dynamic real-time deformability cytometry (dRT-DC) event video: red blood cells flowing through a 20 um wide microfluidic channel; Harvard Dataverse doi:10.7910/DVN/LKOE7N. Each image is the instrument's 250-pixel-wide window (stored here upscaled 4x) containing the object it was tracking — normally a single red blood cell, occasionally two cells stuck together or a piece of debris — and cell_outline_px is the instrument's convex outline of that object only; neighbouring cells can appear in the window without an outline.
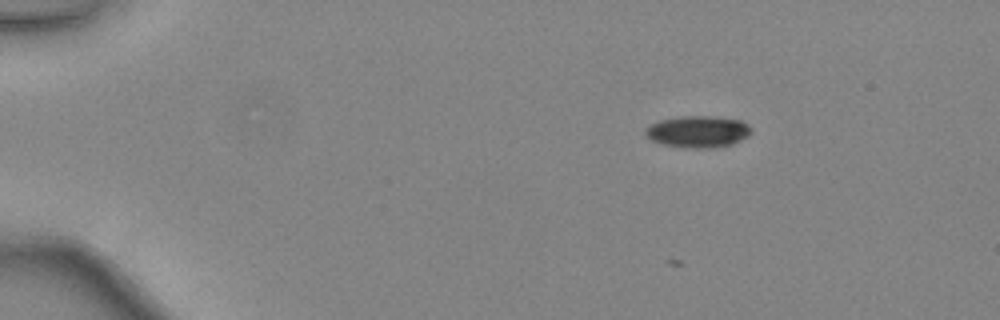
{"species": "common noctule bat (a hibernating species)", "species_latin": "Nyctalus noctula", "temperature_condition": "warm", "stored_images_in_passage": 29, "camera_frame_rate_fps": 3000, "um_per_image_px": 0.085, "animal": {"sex": "female", "body_mass_g": 24.6, "forearm_length_mm": 56.2}, "frame": {"image": 1, "passage_image": 3, "time_ms": 0.667, "image_size_px": [1000, 320], "cell_outline_px": [[752, 132], [748, 136], [732, 144], [712, 148], [684, 148], [660, 144], [652, 140], [644, 132], [644, 128], [660, 120], [680, 116], [716, 116], [740, 120], [748, 124], [752, 128]], "centroid_in_image_um": [59.33, 11.19], "position_along_channel_um": 25.7, "area_um2": 19.77}}
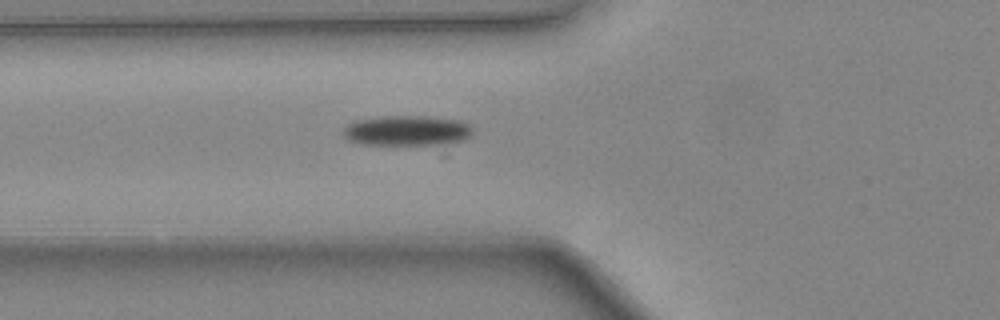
{"frame": {"image": 2, "passage_image": 14, "time_ms": 4.333, "image_size_px": [1000, 320], "cell_outline_px": [[472, 136], [444, 156], [360, 144], [348, 140], [344, 136], [344, 128], [352, 120], [384, 116], [428, 116], [460, 120], [468, 124], [472, 128]], "centroid_in_image_um": [34.84, 11.34], "position_along_channel_um": 91.0, "area_um2": 27.57}}
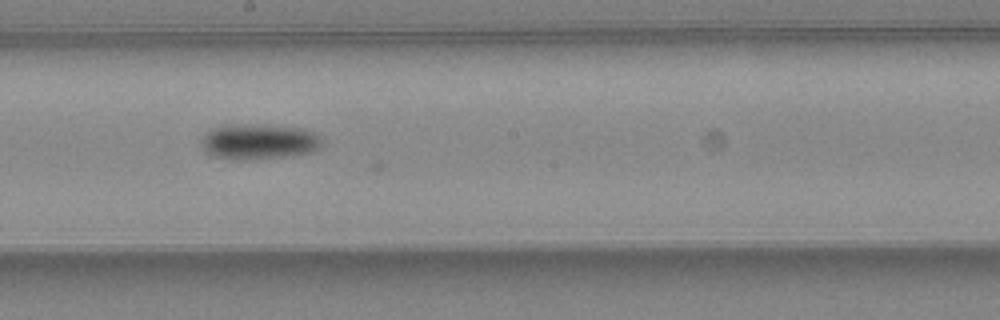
{"frame": {"image": 3, "passage_image": 23, "time_ms": 7.333, "image_size_px": [1000, 320], "cell_outline_px": [[320, 148], [312, 152], [292, 156], [256, 160], [232, 160], [208, 156], [204, 148], [204, 136], [212, 128], [300, 128], [312, 132], [320, 140]], "centroid_in_image_um": [22.02, 12.16], "position_along_channel_um": 226.2, "area_um2": 23.41}}